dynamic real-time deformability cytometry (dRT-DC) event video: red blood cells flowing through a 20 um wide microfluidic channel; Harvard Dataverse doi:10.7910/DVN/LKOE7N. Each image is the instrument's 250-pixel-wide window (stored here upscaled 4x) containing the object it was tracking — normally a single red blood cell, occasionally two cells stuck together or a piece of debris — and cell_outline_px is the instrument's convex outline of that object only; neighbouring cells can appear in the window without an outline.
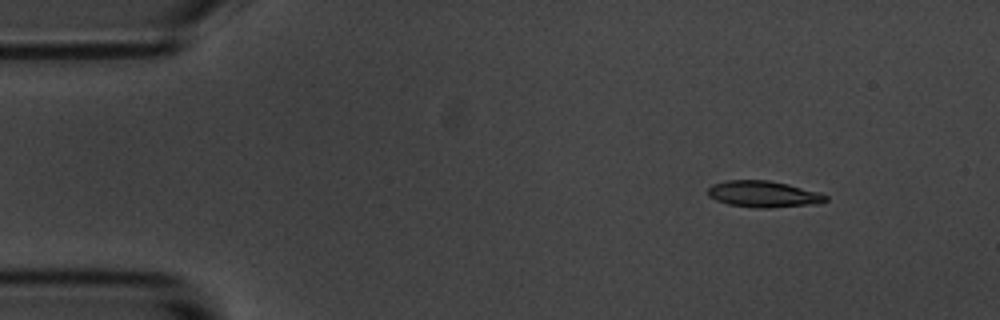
{"species": "common noctule bat (a hibernating species)", "species_latin": "Nyctalus noctula", "temperature_condition": "room temperature", "stored_images_in_passage": 6, "camera_frame_rate_fps": 3000, "um_per_image_px": 0.085, "animal": {"sex": "male", "body_mass_g": 20.1, "forearm_length_mm": 53.5}, "frame": {"image": 1, "passage_image": 2, "time_ms": 1.0, "image_size_px": [1000, 320], "cell_outline_px": [[828, 200], [820, 204], [768, 208], [756, 208], [728, 204], [716, 200], [708, 196], [708, 188], [712, 184], [728, 180], [768, 180], [788, 184], [820, 192], [828, 196]], "centroid_in_image_um": [64.93, 16.5], "position_along_channel_um": 20.1, "area_um2": 18.32}}
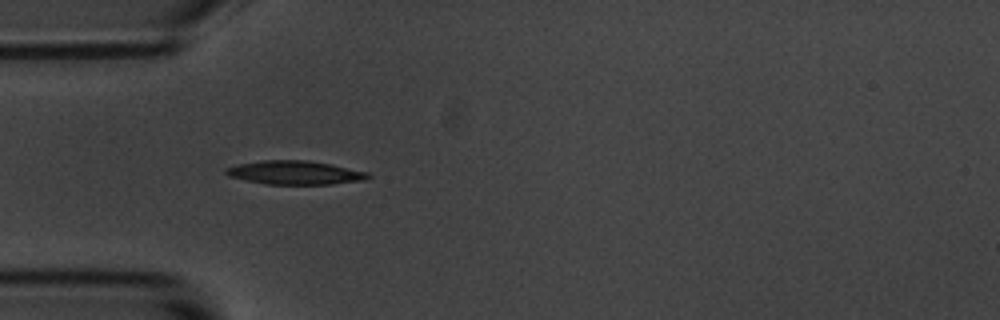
{"frame": {"image": 2, "passage_image": 4, "time_ms": 4.333, "image_size_px": [1000, 320], "cell_outline_px": [[372, 176], [364, 180], [332, 184], [264, 184], [228, 176], [224, 172], [224, 168], [240, 164], [264, 160], [308, 160], [332, 164], [368, 172]], "centroid_in_image_um": [25.08, 14.67], "position_along_channel_um": 59.9, "area_um2": 19.65}}
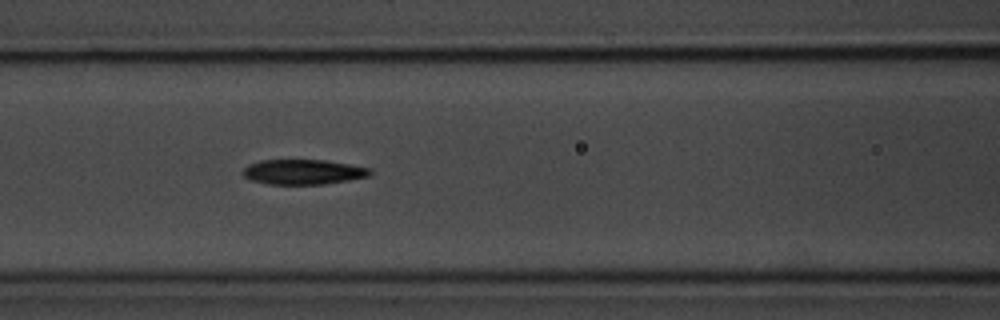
{"frame": {"image": 3, "passage_image": 6, "time_ms": 6.667, "image_size_px": [1000, 320], "cell_outline_px": [[372, 172], [368, 176], [348, 180], [324, 184], [268, 184], [252, 180], [244, 176], [244, 168], [248, 164], [260, 160], [324, 160], [372, 168]], "centroid_in_image_um": [25.78, 14.61], "position_along_channel_um": 140.8, "area_um2": 18.38}}